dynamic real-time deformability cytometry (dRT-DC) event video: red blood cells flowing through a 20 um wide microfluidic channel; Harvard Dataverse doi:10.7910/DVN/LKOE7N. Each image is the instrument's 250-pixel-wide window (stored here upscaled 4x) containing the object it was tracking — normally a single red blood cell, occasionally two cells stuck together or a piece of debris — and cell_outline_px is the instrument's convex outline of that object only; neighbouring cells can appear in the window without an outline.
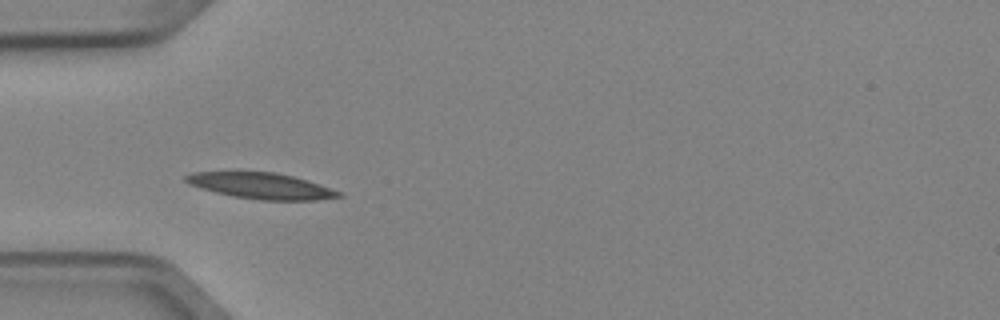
{"species": "Egyptian fruit bat (a non-hibernating species)", "species_latin": "Rousettus aegyptiacus", "temperature_condition": "cold", "stored_images_in_passage": 4, "camera_frame_rate_fps": 3000, "um_per_image_px": 0.085, "animal": {"sex": "female"}, "frame": {"image": 1, "passage_image": 3, "time_ms": 0.667, "image_size_px": [1000, 320], "cell_outline_px": [[344, 196], [316, 200], [260, 200], [232, 196], [200, 188], [188, 184], [184, 180], [184, 176], [192, 172], [276, 172], [308, 180], [344, 192]], "centroid_in_image_um": [22.23, 15.8], "position_along_channel_um": 62.8, "area_um2": 23.29}}
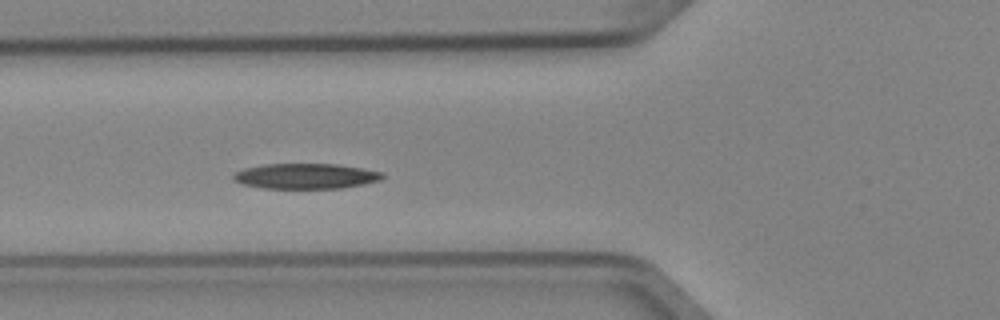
{"frame": {"image": 2, "passage_image": 4, "time_ms": 1.0, "image_size_px": [1000, 320], "cell_outline_px": [[384, 176], [380, 180], [364, 184], [340, 188], [264, 188], [244, 184], [232, 180], [232, 176], [236, 172], [244, 168], [264, 164], [336, 164], [384, 172]], "centroid_in_image_um": [25.98, 14.97], "position_along_channel_um": 99.8, "area_um2": 21.91}}